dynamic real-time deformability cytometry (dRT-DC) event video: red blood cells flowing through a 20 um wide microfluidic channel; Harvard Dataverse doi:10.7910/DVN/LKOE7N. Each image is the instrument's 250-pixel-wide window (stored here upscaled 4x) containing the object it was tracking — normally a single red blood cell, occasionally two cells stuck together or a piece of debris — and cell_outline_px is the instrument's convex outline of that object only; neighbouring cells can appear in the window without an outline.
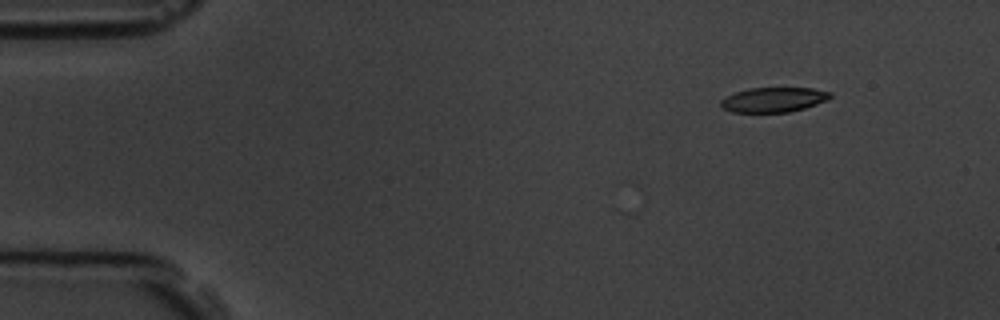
{"species": "common noctule bat (a hibernating species)", "species_latin": "Nyctalus noctula", "temperature_condition": "room temperature", "stored_images_in_passage": 5, "camera_frame_rate_fps": 3000, "um_per_image_px": 0.085, "animal": {"sex": "male", "body_mass_g": 19.5, "forearm_length_mm": 54.6}, "frame": {"image": 1, "passage_image": 1, "time_ms": 0.0, "image_size_px": [1000, 320], "cell_outline_px": [[832, 96], [828, 100], [804, 108], [788, 112], [732, 112], [720, 108], [720, 100], [724, 96], [748, 88], [812, 88], [832, 92]], "centroid_in_image_um": [65.72, 8.47], "position_along_channel_um": 19.3, "area_um2": 15.95}}
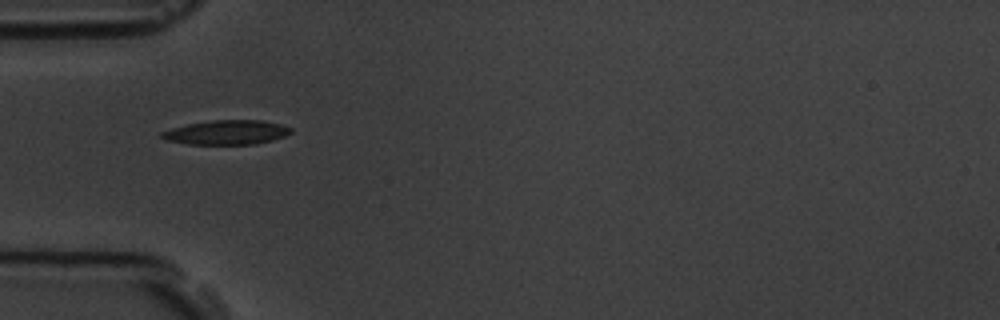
{"frame": {"image": 2, "passage_image": 4, "time_ms": 3.667, "image_size_px": [1000, 320], "cell_outline_px": [[292, 132], [284, 136], [272, 140], [256, 144], [188, 144], [168, 140], [160, 136], [160, 132], [172, 128], [188, 124], [212, 120], [264, 120], [280, 124], [292, 128]], "centroid_in_image_um": [19.29, 11.25], "position_along_channel_um": 65.7, "area_um2": 18.26}}
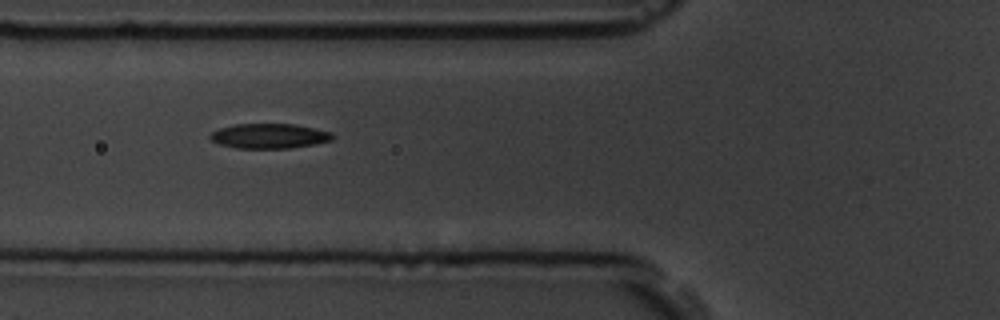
{"frame": {"image": 3, "passage_image": 5, "time_ms": 4.667, "image_size_px": [1000, 320], "cell_outline_px": [[336, 136], [332, 140], [316, 144], [288, 148], [236, 148], [220, 144], [212, 140], [208, 136], [212, 132], [220, 128], [236, 124], [296, 124], [332, 132]], "centroid_in_image_um": [22.93, 11.56], "position_along_channel_um": 102.9, "area_um2": 17.74}}